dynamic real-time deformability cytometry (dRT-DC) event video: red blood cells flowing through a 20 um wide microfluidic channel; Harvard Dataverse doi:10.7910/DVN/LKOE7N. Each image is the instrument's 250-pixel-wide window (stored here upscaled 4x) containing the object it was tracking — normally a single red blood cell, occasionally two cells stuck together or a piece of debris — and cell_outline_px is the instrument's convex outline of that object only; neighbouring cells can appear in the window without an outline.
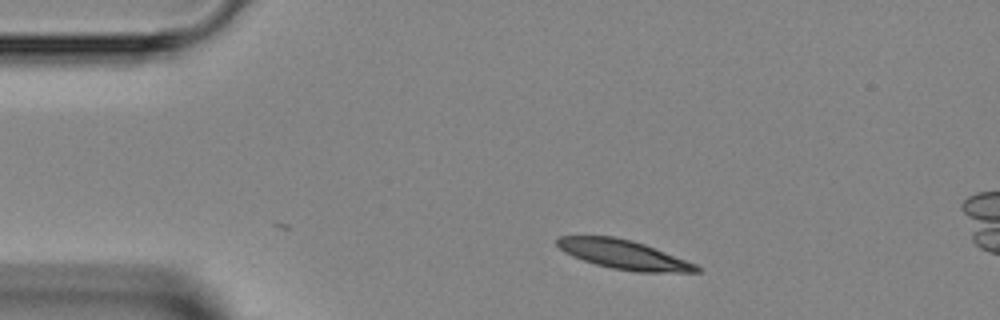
{"species": "Egyptian fruit bat (a non-hibernating species)", "species_latin": "Rousettus aegyptiacus", "temperature_condition": "room temperature", "stored_images_in_passage": 36, "camera_frame_rate_fps": 3000, "um_per_image_px": 0.085, "animal": {"sex": "female"}, "frame": {"image": 1, "passage_image": 1, "time_ms": 0.0, "image_size_px": [1000, 320], "cell_outline_px": [[700, 272], [636, 272], [612, 268], [596, 264], [572, 256], [564, 252], [556, 244], [556, 240], [560, 236], [612, 236], [632, 240], [644, 244], [696, 264], [700, 268]], "centroid_in_image_um": [52.99, 21.64], "position_along_channel_um": 32.0, "area_um2": 23.41}}
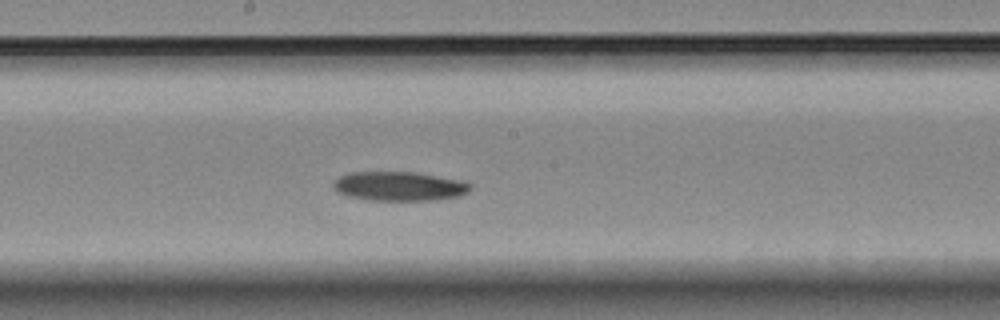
{"frame": {"image": 2, "passage_image": 17, "time_ms": 5.333, "image_size_px": [1000, 320], "cell_outline_px": [[472, 188], [468, 192], [460, 196], [428, 200], [372, 200], [348, 196], [340, 192], [332, 184], [340, 176], [348, 172], [412, 172], [464, 180], [472, 184]], "centroid_in_image_um": [33.99, 15.82], "position_along_channel_um": 214.2, "area_um2": 23.18}}
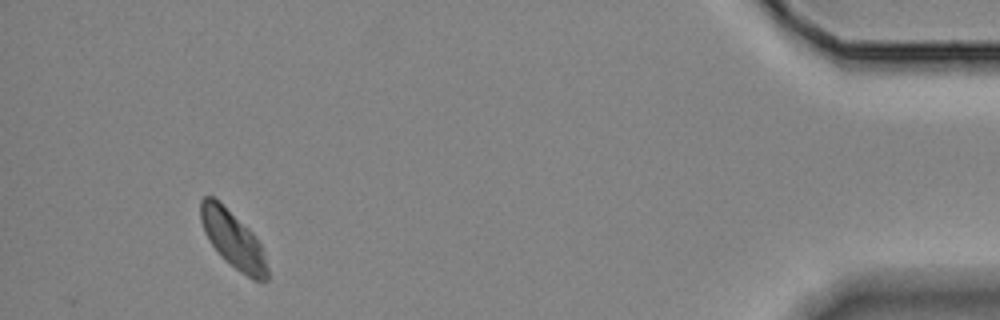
{"frame": {"image": 3, "passage_image": 36, "time_ms": 11.667, "image_size_px": [1000, 320], "cell_outline_px": [[268, 280], [252, 280], [240, 272], [208, 240], [204, 232], [200, 220], [200, 200], [204, 196], [212, 196], [248, 228], [256, 236], [260, 244], [268, 268]], "centroid_in_image_um": [19.8, 20.35], "position_along_channel_um": 415.4, "area_um2": 21.5}}